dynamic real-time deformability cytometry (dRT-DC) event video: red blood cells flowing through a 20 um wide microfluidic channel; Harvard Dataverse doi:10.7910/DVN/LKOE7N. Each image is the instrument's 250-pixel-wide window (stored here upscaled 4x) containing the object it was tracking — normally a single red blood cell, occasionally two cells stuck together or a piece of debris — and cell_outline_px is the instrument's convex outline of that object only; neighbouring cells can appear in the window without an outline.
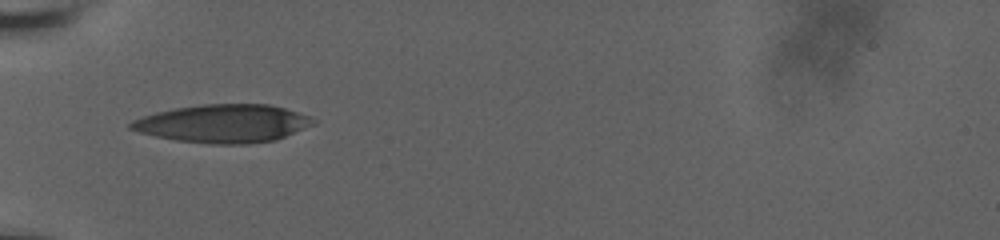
{"species": "human", "species_latin": "Homo sapiens", "temperature_condition": "room temperature", "stored_images_in_passage": 31, "camera_frame_rate_fps": 3000, "um_per_image_px": 0.085, "donor": {"sex": "male"}, "frame": {"image": 1, "passage_image": 1, "time_ms": 0.0, "image_size_px": [1000, 240], "cell_outline_px": [[316, 124], [276, 140], [248, 144], [208, 144], [176, 140], [156, 136], [140, 132], [128, 128], [128, 124], [132, 120], [156, 112], [176, 108], [204, 104], [268, 104], [284, 108], [312, 116], [316, 120]], "centroid_in_image_um": [19.01, 10.5], "position_along_channel_um": 66.0, "area_um2": 40.63}}
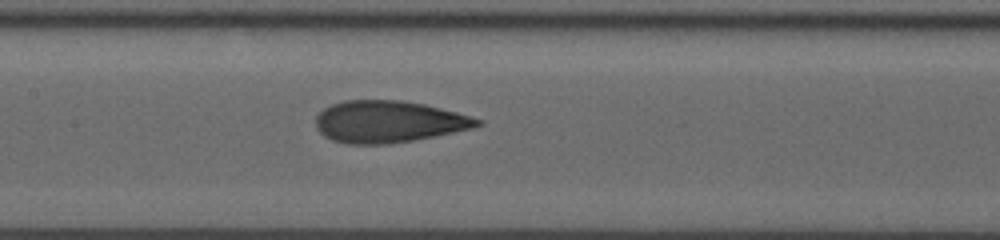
{"frame": {"image": 2, "passage_image": 15, "time_ms": 3.0, "image_size_px": [1000, 240], "cell_outline_px": [[484, 124], [472, 128], [412, 140], [388, 144], [348, 144], [332, 140], [324, 136], [316, 128], [316, 116], [324, 108], [332, 104], [344, 100], [400, 100], [424, 104], [456, 112], [484, 120]], "centroid_in_image_um": [33.01, 10.34], "position_along_channel_um": 174.4, "area_um2": 39.25}}
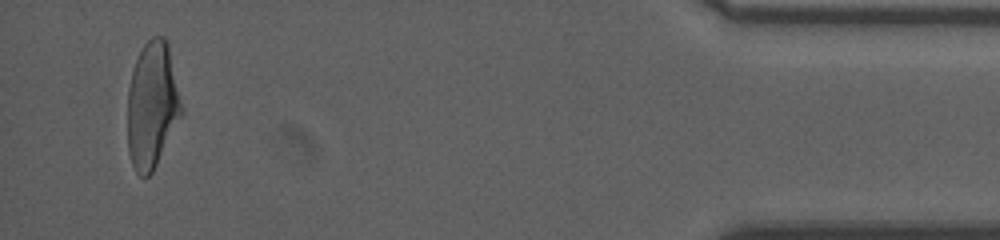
{"frame": {"image": 3, "passage_image": 31, "time_ms": 11.333, "image_size_px": [1000, 240], "cell_outline_px": [[184, 112], [152, 172], [144, 180], [136, 172], [132, 164], [128, 152], [128, 88], [132, 72], [136, 60], [144, 44], [152, 36], [164, 36], [168, 44], [184, 108]], "centroid_in_image_um": [12.95, 8.95], "position_along_channel_um": 422.3, "area_um2": 40.0}, "authors_computed_cell_mechanics": {"area_um2": 39.7086, "velocity_mm_per_s": 3.7902, "shape_relaxation_time_tau1_ms": 5.7924, "shape_relaxation_time_tau2_ms": 1.3993, "deformation_change_tau1": 0.1925, "deformation_change_tau2": 0.1021}}